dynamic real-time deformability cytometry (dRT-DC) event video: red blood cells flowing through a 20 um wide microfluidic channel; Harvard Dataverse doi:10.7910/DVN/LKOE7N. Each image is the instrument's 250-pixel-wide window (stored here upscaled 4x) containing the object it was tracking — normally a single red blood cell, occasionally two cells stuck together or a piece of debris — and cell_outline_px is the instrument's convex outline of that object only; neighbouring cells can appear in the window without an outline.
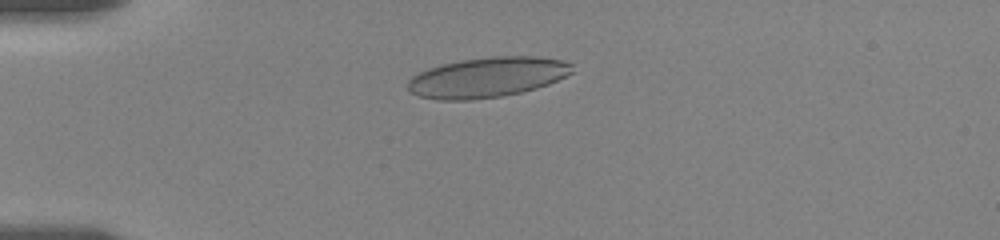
{"species": "human", "species_latin": "Homo sapiens", "temperature_condition": "room temperature", "stored_images_in_passage": 8, "camera_frame_rate_fps": 3000, "um_per_image_px": 0.085, "donor": {"sex": "female"}, "frame": {"image": 1, "passage_image": 7, "time_ms": 4.333, "image_size_px": [1000, 240], "cell_outline_px": [[572, 72], [548, 84], [536, 88], [520, 92], [500, 96], [472, 100], [436, 100], [420, 96], [412, 92], [408, 88], [408, 80], [412, 76], [428, 68], [460, 60], [496, 56], [536, 56], [564, 60], [572, 64]], "centroid_in_image_um": [41.41, 6.57], "position_along_channel_um": 43.6, "area_um2": 38.21}}